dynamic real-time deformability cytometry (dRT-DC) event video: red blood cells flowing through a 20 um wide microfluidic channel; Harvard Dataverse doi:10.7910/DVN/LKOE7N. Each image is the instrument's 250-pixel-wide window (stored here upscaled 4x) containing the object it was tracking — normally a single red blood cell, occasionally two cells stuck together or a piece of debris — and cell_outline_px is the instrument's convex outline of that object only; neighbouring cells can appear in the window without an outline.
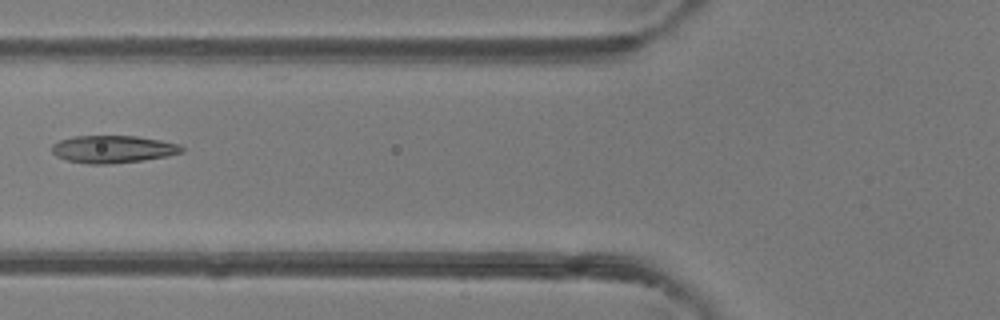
{"species": "common noctule bat (a hibernating species)", "species_latin": "Nyctalus noctula", "temperature_condition": "room temperature", "stored_images_in_passage": 6, "camera_frame_rate_fps": 3000, "um_per_image_px": 0.085, "animal": {"sex": "female"}, "frame": {"image": 1, "passage_image": 6, "time_ms": 1.667, "image_size_px": [1000, 320], "cell_outline_px": [[184, 152], [168, 156], [144, 160], [108, 164], [88, 164], [68, 160], [56, 156], [52, 152], [52, 144], [60, 140], [72, 136], [136, 136], [160, 140], [180, 144], [184, 148]], "centroid_in_image_um": [9.62, 12.68], "position_along_channel_um": 116.2, "area_um2": 20.87}}